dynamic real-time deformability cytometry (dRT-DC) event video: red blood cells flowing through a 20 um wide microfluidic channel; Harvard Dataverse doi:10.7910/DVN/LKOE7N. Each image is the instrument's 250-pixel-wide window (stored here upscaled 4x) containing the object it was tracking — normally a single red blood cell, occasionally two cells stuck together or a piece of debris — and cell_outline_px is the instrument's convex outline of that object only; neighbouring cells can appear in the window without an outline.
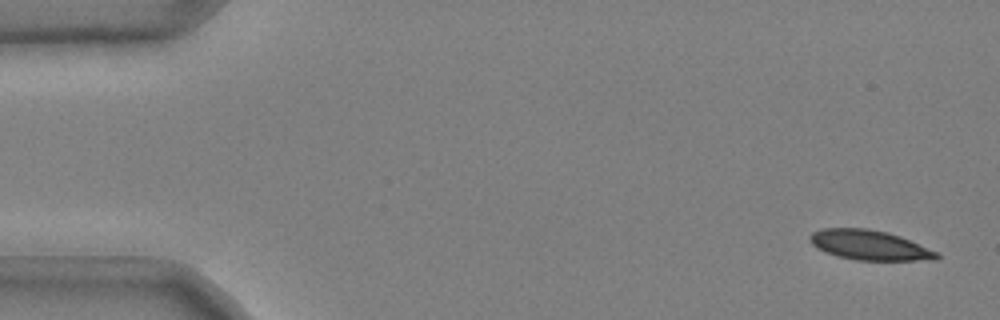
{"species": "common noctule bat (a hibernating species)", "species_latin": "Nyctalus noctula", "temperature_condition": "cold", "stored_images_in_passage": 51, "camera_frame_rate_fps": 3000, "um_per_image_px": 0.085, "animal": {"sex": "male", "body_mass_g": 20.4}, "frame": {"image": 1, "passage_image": 1, "time_ms": 0.0, "image_size_px": [1000, 320], "cell_outline_px": [[940, 256], [936, 260], [856, 260], [836, 256], [824, 252], [816, 248], [808, 240], [808, 236], [812, 232], [824, 228], [868, 228], [888, 232], [900, 236], [936, 252]], "centroid_in_image_um": [73.84, 20.83], "position_along_channel_um": 11.2, "area_um2": 22.08}}
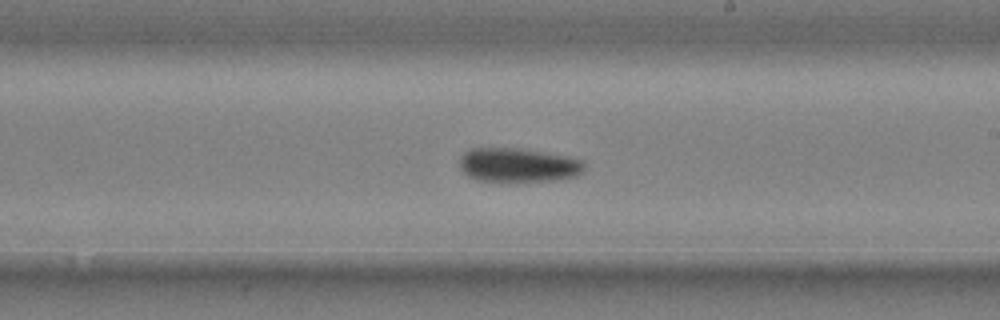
{"frame": {"image": 2, "passage_image": 30, "time_ms": 9.667, "image_size_px": [1000, 320], "cell_outline_px": [[584, 172], [576, 176], [556, 180], [476, 180], [468, 176], [460, 168], [460, 156], [464, 152], [472, 148], [520, 148], [568, 156], [584, 160]], "centroid_in_image_um": [44.06, 14.01], "position_along_channel_um": 244.9, "area_um2": 24.62}}
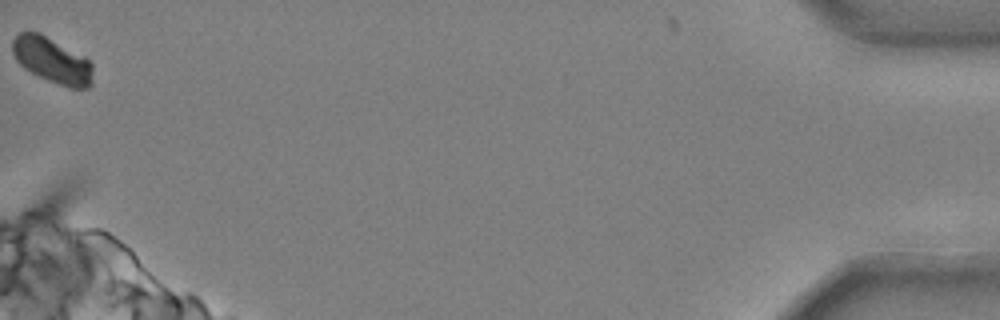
{"frame": {"image": 3, "passage_image": 51, "time_ms": 16.667, "image_size_px": [1000, 320], "cell_outline_px": [[92, 84], [88, 88], [68, 88], [48, 80], [24, 68], [16, 60], [12, 52], [12, 40], [20, 32], [40, 32], [88, 60], [92, 64]], "centroid_in_image_um": [4.41, 5.13], "position_along_channel_um": 430.8, "area_um2": 21.04}, "authors_computed_cell_mechanics": {"area_um2": 23.7558, "velocity_mm_per_s": 3.6781, "shape_relaxation_time_tau1_ms": 6.2231, "shape_relaxation_time_tau2_ms": null, "deformation_change_tau1": 0.1438, "deformation_change_tau2": null}}